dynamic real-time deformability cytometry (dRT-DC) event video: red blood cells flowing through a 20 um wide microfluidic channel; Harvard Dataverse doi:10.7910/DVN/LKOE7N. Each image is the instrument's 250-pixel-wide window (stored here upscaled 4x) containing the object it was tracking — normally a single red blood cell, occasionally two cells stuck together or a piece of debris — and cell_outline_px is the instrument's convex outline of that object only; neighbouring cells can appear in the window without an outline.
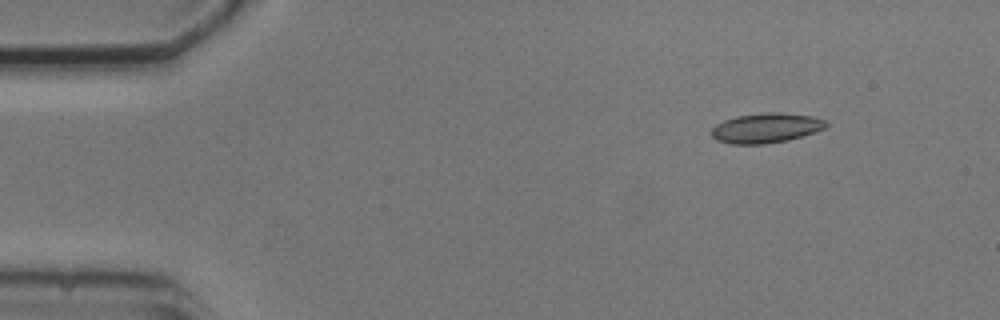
{"species": "common noctule bat (a hibernating species)", "species_latin": "Nyctalus noctula", "temperature_condition": "cold", "stored_images_in_passage": 4, "camera_frame_rate_fps": 3000, "um_per_image_px": 0.085, "animal": {"sex": "male", "body_mass_g": 20.5, "forearm_length_mm": 52.5}, "frame": {"image": 1, "passage_image": 2, "time_ms": 1.333, "image_size_px": [1000, 320], "cell_outline_px": [[828, 124], [824, 128], [816, 132], [788, 140], [764, 144], [732, 144], [716, 140], [712, 136], [712, 128], [716, 124], [724, 120], [736, 116], [764, 112], [780, 112], [812, 116], [828, 120]], "centroid_in_image_um": [65.13, 10.87], "position_along_channel_um": 19.9, "area_um2": 20.06}}